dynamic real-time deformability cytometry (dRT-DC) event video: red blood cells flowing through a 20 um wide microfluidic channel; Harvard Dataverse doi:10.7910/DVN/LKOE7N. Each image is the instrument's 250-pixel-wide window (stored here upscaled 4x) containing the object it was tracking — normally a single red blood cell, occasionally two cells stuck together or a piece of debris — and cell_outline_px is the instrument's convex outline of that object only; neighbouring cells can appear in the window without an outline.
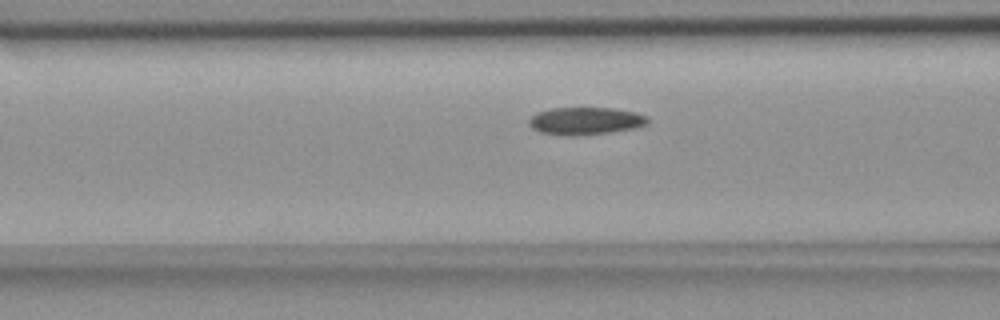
{"species": "common noctule bat (a hibernating species)", "species_latin": "Nyctalus noctula", "temperature_condition": "room temperature", "stored_images_in_passage": 31, "camera_frame_rate_fps": 3000, "um_per_image_px": 0.085, "animal": {"sex": "female", "body_mass_g": 18.4}, "frame": {"image": 1, "passage_image": 9, "time_ms": 2.667, "image_size_px": [1000, 320], "cell_outline_px": [[648, 124], [632, 128], [608, 132], [580, 136], [564, 136], [540, 132], [532, 128], [528, 124], [528, 120], [532, 116], [540, 112], [552, 108], [612, 108], [636, 112], [648, 116]], "centroid_in_image_um": [49.75, 10.29], "position_along_channel_um": 116.8, "area_um2": 19.02}}
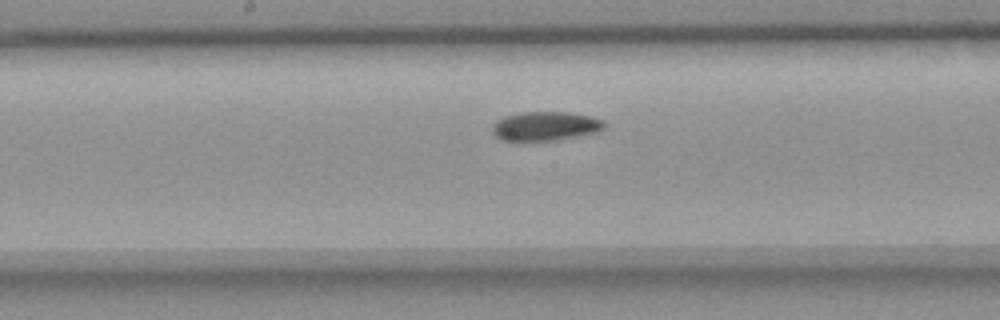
{"frame": {"image": 2, "passage_image": 16, "time_ms": 5.0, "image_size_px": [1000, 320], "cell_outline_px": [[608, 124], [600, 132], [560, 140], [524, 144], [500, 140], [492, 132], [492, 124], [496, 120], [504, 116], [520, 112], [568, 112], [592, 116], [604, 120]], "centroid_in_image_um": [46.34, 10.77], "position_along_channel_um": 201.9, "area_um2": 20.23}}
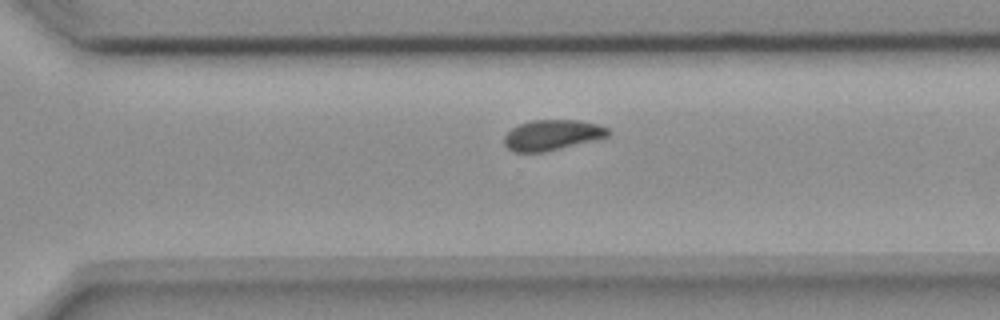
{"frame": {"image": 3, "passage_image": 26, "time_ms": 8.333, "image_size_px": [1000, 320], "cell_outline_px": [[612, 132], [608, 136], [596, 140], [544, 152], [512, 152], [504, 144], [504, 136], [512, 128], [520, 124], [532, 120], [580, 120], [596, 124], [608, 128]], "centroid_in_image_um": [46.94, 11.48], "position_along_channel_um": 323.7, "area_um2": 18.5}}